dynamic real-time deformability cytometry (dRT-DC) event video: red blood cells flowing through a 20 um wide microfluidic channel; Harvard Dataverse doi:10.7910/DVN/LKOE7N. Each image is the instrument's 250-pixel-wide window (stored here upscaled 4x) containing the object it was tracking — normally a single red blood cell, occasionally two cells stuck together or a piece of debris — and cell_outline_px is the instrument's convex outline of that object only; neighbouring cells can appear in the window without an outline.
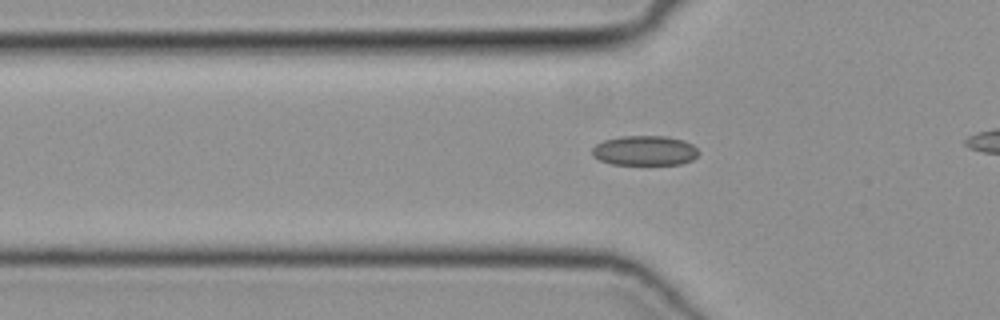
{"species": "common noctule bat (a hibernating species)", "species_latin": "Nyctalus noctula", "temperature_condition": "cold", "stored_images_in_passage": 40, "camera_frame_rate_fps": 3000, "um_per_image_px": 0.085, "animal": {"sex": "female", "body_mass_g": 19.3, "forearm_length_mm": 54.1}, "frame": {"image": 1, "passage_image": 16, "time_ms": 5.0, "image_size_px": [1000, 320], "cell_outline_px": [[700, 152], [692, 160], [680, 164], [612, 164], [600, 160], [592, 156], [592, 148], [596, 144], [604, 140], [620, 136], [668, 136], [684, 140], [692, 144]], "centroid_in_image_um": [54.8, 12.79], "position_along_channel_um": 71.0, "area_um2": 18.55}}
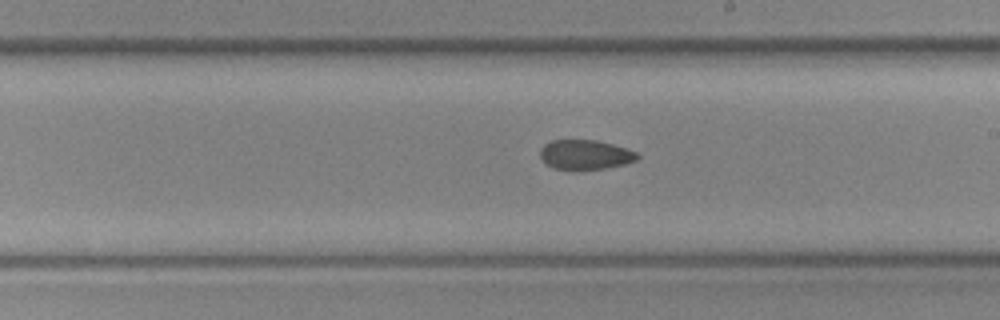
{"frame": {"image": 2, "passage_image": 28, "time_ms": 9.0, "image_size_px": [1000, 320], "cell_outline_px": [[640, 156], [636, 160], [624, 164], [604, 168], [580, 172], [572, 172], [552, 168], [540, 156], [540, 148], [544, 144], [552, 140], [596, 140], [612, 144], [636, 152]], "centroid_in_image_um": [49.7, 13.18], "position_along_channel_um": 239.3, "area_um2": 17.17}}
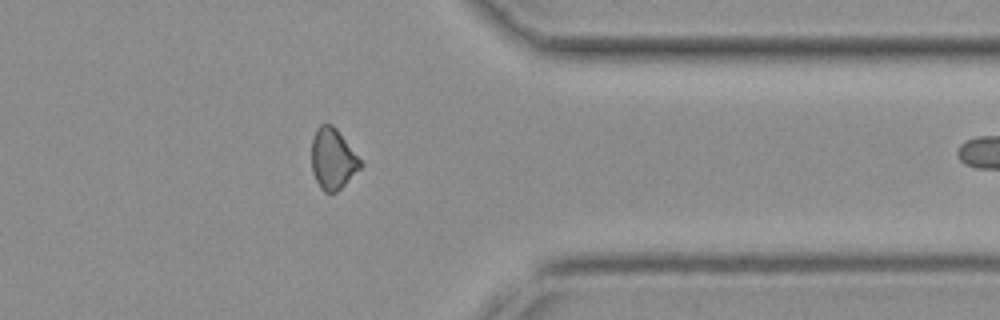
{"frame": {"image": 3, "passage_image": 39, "time_ms": 12.667, "image_size_px": [1000, 320], "cell_outline_px": [[364, 164], [336, 192], [324, 192], [320, 188], [312, 172], [312, 140], [316, 128], [320, 124], [332, 124], [336, 128]], "centroid_in_image_um": [28.27, 13.49], "position_along_channel_um": 383.1, "area_um2": 17.11}}